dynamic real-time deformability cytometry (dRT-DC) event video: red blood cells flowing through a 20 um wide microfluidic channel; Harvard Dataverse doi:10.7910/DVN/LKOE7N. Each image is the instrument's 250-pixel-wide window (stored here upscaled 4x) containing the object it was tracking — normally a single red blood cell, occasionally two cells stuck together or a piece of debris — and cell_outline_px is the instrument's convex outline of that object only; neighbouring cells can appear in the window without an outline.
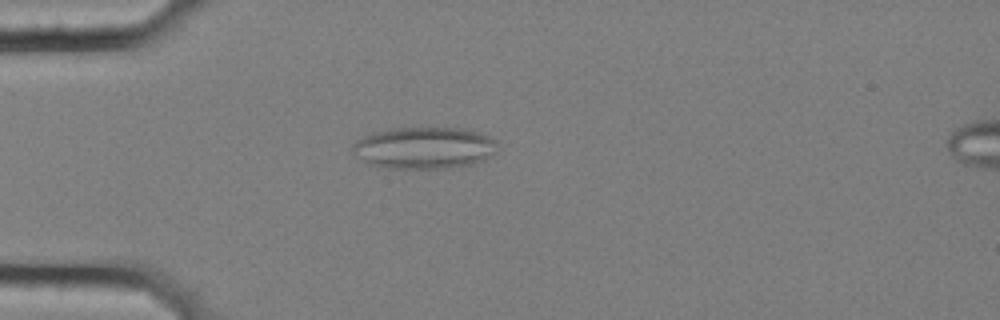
{"species": "common noctule bat (a hibernating species)", "species_latin": "Nyctalus noctula", "temperature_condition": "cold", "stored_images_in_passage": 43, "camera_frame_rate_fps": 3000, "um_per_image_px": 0.085, "animal": {"sex": "female", "body_mass_g": 25.1}, "frame": {"image": 1, "passage_image": 2, "time_ms": 0.333, "image_size_px": [1000, 320], "cell_outline_px": [[496, 152], [484, 160], [472, 164], [448, 168], [388, 168], [368, 164], [352, 152], [352, 144], [356, 140], [372, 132], [392, 128], [472, 128], [496, 140]], "centroid_in_image_um": [36.06, 12.56], "position_along_channel_um": 48.9, "area_um2": 35.6}}
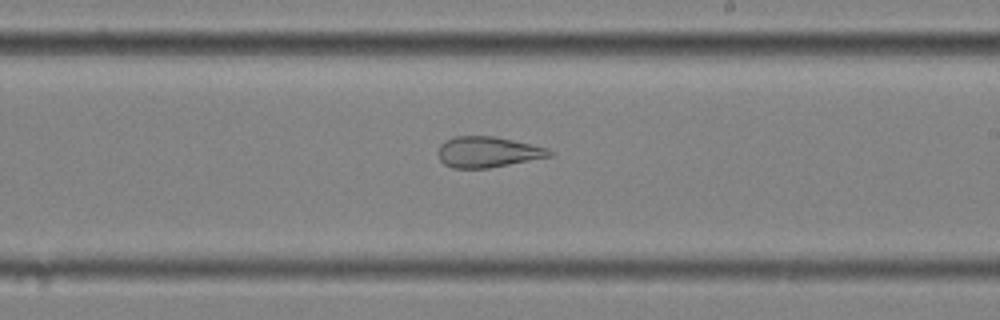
{"frame": {"image": 2, "passage_image": 20, "time_ms": 6.333, "image_size_px": [1000, 320], "cell_outline_px": [[552, 156], [488, 168], [452, 168], [444, 164], [440, 160], [436, 152], [440, 144], [444, 140], [456, 136], [496, 136], [532, 144], [548, 148], [552, 152]], "centroid_in_image_um": [41.42, 12.91], "position_along_channel_um": 247.6, "area_um2": 20.11}}
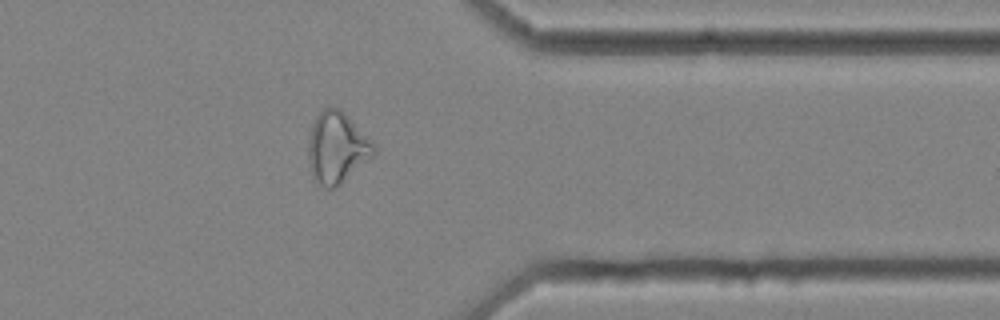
{"frame": {"image": 3, "passage_image": 32, "time_ms": 10.333, "image_size_px": [1000, 320], "cell_outline_px": [[376, 156], [336, 188], [324, 188], [312, 176], [308, 164], [308, 140], [312, 124], [316, 116], [324, 108], [332, 104], [340, 108], [372, 140], [376, 148]], "centroid_in_image_um": [28.66, 12.55], "position_along_channel_um": 382.7, "area_um2": 27.86}, "authors_computed_cell_mechanics": {"area_um2": 25.2008, "velocity_mm_per_s": 3.5776, "shape_relaxation_time_tau1_ms": null, "shape_relaxation_time_tau2_ms": 2.2495, "deformation_change_tau1": null, "deformation_change_tau2": 0.1191}}